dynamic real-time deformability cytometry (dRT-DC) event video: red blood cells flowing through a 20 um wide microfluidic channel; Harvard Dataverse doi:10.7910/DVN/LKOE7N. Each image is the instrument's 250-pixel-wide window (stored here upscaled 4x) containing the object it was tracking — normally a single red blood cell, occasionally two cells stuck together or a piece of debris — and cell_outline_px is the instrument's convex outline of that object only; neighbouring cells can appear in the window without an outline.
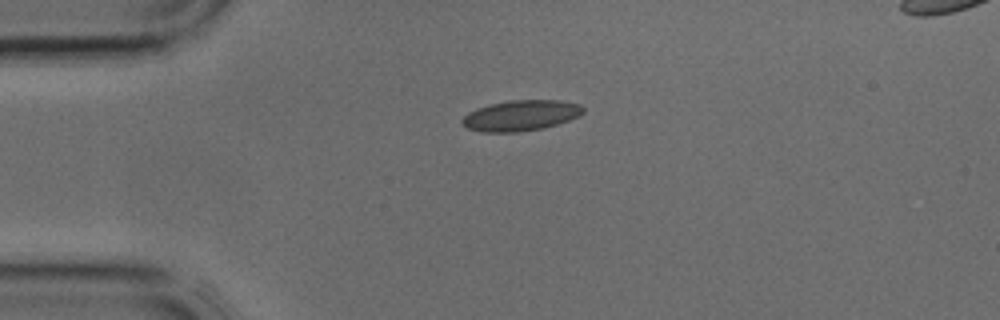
{"species": "common noctule bat (a hibernating species)", "species_latin": "Nyctalus noctula", "temperature_condition": "cold", "stored_images_in_passage": 1, "camera_frame_rate_fps": 3000, "um_per_image_px": 0.085, "animal": {"sex": "male", "body_mass_g": 17.9, "forearm_length_mm": 54.2}, "frame": {"image": 1, "passage_image": 1, "time_ms": 0.0, "image_size_px": [1000, 320], "cell_outline_px": [[584, 112], [580, 116], [544, 128], [516, 132], [480, 132], [468, 128], [460, 120], [468, 112], [476, 108], [508, 100], [560, 100], [580, 104], [584, 108]], "centroid_in_image_um": [44.28, 9.81], "position_along_channel_um": 40.7, "area_um2": 21.62}}